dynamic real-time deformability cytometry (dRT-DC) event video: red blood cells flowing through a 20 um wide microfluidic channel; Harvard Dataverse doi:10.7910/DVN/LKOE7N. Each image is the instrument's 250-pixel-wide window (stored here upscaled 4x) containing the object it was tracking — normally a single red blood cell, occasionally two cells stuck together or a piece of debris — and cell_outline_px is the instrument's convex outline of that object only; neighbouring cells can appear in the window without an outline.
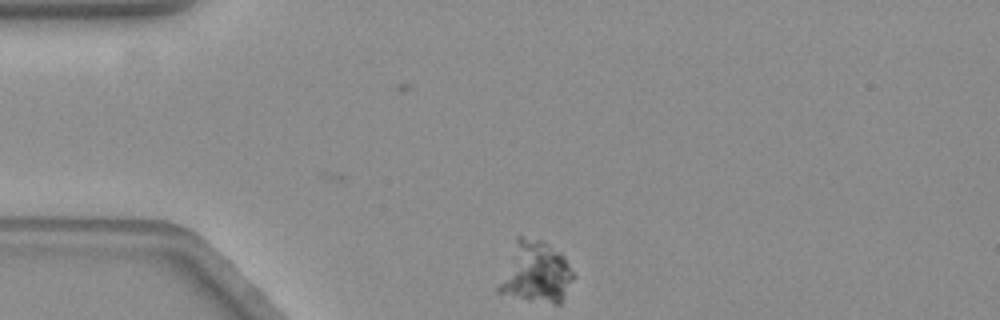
{"species": "common noctule bat (a hibernating species)", "species_latin": "Nyctalus noctula", "temperature_condition": "warm", "stored_images_in_passage": 3, "camera_frame_rate_fps": 3000, "um_per_image_px": 0.085, "animal": {"sex": "female", "body_mass_g": 19.3, "forearm_length_mm": 54.1}, "frame": {"image": 1, "passage_image": 3, "time_ms": 0.667, "image_size_px": [1000, 320], "cell_outline_px": [[576, 276], [560, 304], [556, 304], [496, 292], [496, 288], [516, 236], [520, 236], [540, 240], [548, 244], [560, 252], [564, 256]], "centroid_in_image_um": [45.55, 23.13], "position_along_channel_um": 39.5, "area_um2": 26.53}}